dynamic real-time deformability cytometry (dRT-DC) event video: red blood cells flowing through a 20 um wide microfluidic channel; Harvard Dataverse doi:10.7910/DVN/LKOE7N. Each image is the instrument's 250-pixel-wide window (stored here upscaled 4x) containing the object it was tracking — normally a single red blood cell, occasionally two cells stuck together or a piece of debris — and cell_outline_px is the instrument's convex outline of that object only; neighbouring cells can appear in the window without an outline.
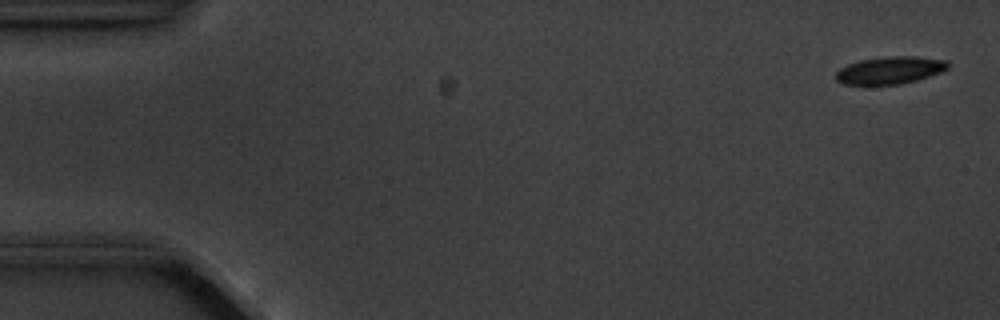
{"species": "common noctule bat (a hibernating species)", "species_latin": "Nyctalus noctula", "temperature_condition": "cold", "stored_images_in_passage": 5, "camera_frame_rate_fps": 3000, "um_per_image_px": 0.085, "animal": {"sex": "male", "body_mass_g": 20.1, "forearm_length_mm": 53.5}, "frame": {"image": 1, "passage_image": 1, "time_ms": 0.0, "image_size_px": [1000, 320], "cell_outline_px": [[948, 68], [940, 72], [916, 80], [900, 84], [844, 84], [836, 80], [836, 72], [840, 68], [848, 64], [860, 60], [888, 56], [916, 56], [948, 60]], "centroid_in_image_um": [75.65, 5.96], "position_along_channel_um": 9.3, "area_um2": 17.74}}